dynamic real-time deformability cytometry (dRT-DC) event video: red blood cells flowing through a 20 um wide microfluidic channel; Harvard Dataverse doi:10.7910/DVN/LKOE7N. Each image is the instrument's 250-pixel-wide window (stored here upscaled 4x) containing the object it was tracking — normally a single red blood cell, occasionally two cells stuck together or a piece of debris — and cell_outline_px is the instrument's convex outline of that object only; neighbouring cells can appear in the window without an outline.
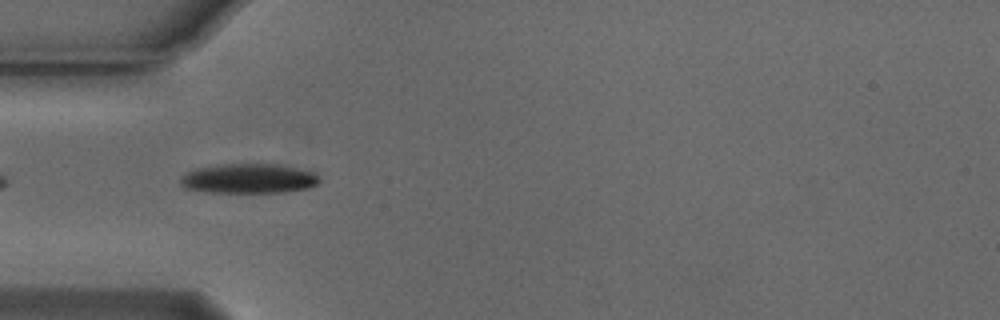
{"species": "Egyptian fruit bat (a non-hibernating species)", "species_latin": "Rousettus aegyptiacus", "temperature_condition": "cold", "stored_images_in_passage": 39, "camera_frame_rate_fps": 3000, "um_per_image_px": 0.085, "animal": {"sex": "male"}, "frame": {"image": 1, "passage_image": 2, "time_ms": 0.333, "image_size_px": [1000, 320], "cell_outline_px": [[320, 180], [316, 184], [308, 188], [284, 192], [208, 192], [184, 188], [180, 184], [180, 176], [196, 168], [216, 164], [280, 164], [316, 172]], "centroid_in_image_um": [21.13, 15.17], "position_along_channel_um": 63.9, "area_um2": 24.22}}
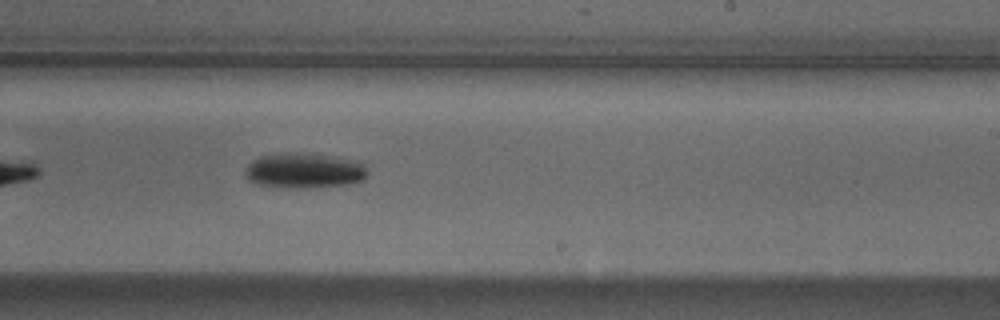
{"frame": {"image": 2, "passage_image": 18, "time_ms": 5.667, "image_size_px": [1000, 320], "cell_outline_px": [[368, 172], [364, 180], [348, 184], [320, 188], [304, 188], [256, 184], [248, 180], [244, 176], [244, 172], [248, 164], [252, 160], [260, 156], [280, 152], [312, 152], [360, 160], [364, 164]], "centroid_in_image_um": [25.9, 14.47], "position_along_channel_um": 263.1, "area_um2": 25.95}}
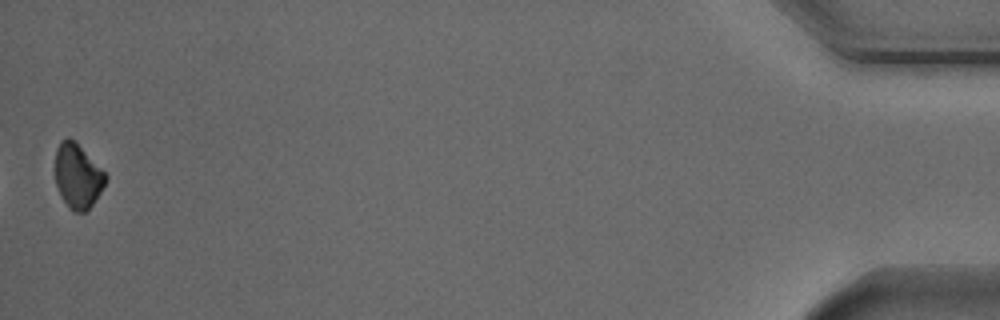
{"frame": {"image": 3, "passage_image": 39, "time_ms": 12.667, "image_size_px": [1000, 320], "cell_outline_px": [[108, 176], [100, 192], [92, 204], [84, 212], [72, 212], [68, 208], [60, 196], [56, 184], [56, 148], [60, 140], [68, 136]], "centroid_in_image_um": [6.57, 15.0], "position_along_channel_um": 428.6, "area_um2": 18.5}, "authors_computed_cell_mechanics": {"area_um2": 23.5246, "velocity_mm_per_s": 3.7642, "shape_relaxation_time_tau1_ms": 2.2821, "shape_relaxation_time_tau2_ms": null, "deformation_change_tau1": 0.0922, "deformation_change_tau2": null}}